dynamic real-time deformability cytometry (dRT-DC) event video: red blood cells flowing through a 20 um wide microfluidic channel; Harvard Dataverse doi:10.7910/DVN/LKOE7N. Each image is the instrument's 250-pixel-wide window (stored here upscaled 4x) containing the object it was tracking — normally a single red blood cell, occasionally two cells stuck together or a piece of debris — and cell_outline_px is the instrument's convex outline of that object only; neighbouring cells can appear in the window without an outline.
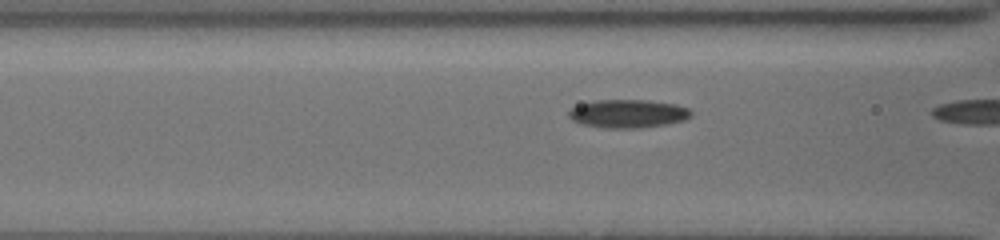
{"species": "common noctule bat (a hibernating species)", "species_latin": "Nyctalus noctula", "temperature_condition": "cold", "stored_images_in_passage": 5, "camera_frame_rate_fps": 3000, "um_per_image_px": 0.085, "animal": {"sex": "female", "body_mass_g": 19.5, "forearm_length_mm": 54.1}, "frame": {"image": 1, "passage_image": 4, "time_ms": 1.0, "image_size_px": [1000, 240], "cell_outline_px": [[692, 112], [684, 120], [664, 124], [640, 128], [608, 128], [580, 124], [572, 120], [568, 116], [568, 112], [572, 108], [580, 104], [596, 100], [648, 100], [676, 104], [688, 108]], "centroid_in_image_um": [53.34, 9.66], "position_along_channel_um": 113.3, "area_um2": 20.06}}